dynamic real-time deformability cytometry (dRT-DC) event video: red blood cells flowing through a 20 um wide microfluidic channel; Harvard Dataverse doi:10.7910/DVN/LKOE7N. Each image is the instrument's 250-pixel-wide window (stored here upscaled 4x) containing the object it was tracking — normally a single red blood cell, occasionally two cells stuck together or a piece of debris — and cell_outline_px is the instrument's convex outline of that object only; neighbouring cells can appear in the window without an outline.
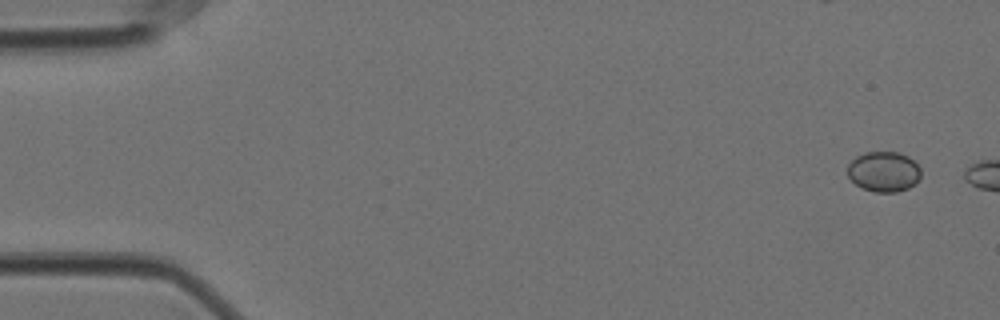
{"species": "Egyptian fruit bat (a non-hibernating species)", "species_latin": "Rousettus aegyptiacus", "temperature_condition": "cold", "stored_images_in_passage": 5, "camera_frame_rate_fps": 3000, "um_per_image_px": 0.085, "animal": {"sex": "female"}, "frame": {"image": 1, "passage_image": 1, "time_ms": 0.0, "image_size_px": [1000, 320], "cell_outline_px": [[920, 176], [908, 188], [896, 192], [872, 192], [860, 188], [848, 176], [848, 164], [856, 156], [864, 152], [900, 152], [908, 156], [920, 168]], "centroid_in_image_um": [75.08, 14.58], "position_along_channel_um": 9.9, "area_um2": 17.17}}